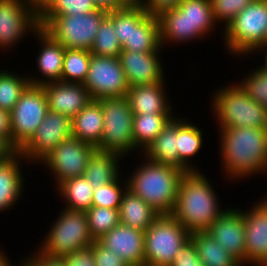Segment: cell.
<instances>
[{
  "label": "cell",
  "mask_w": 267,
  "mask_h": 266,
  "mask_svg": "<svg viewBox=\"0 0 267 266\" xmlns=\"http://www.w3.org/2000/svg\"><path fill=\"white\" fill-rule=\"evenodd\" d=\"M223 176L231 182L261 176L267 171V129H218ZM257 174V175H256Z\"/></svg>",
  "instance_id": "obj_1"
},
{
  "label": "cell",
  "mask_w": 267,
  "mask_h": 266,
  "mask_svg": "<svg viewBox=\"0 0 267 266\" xmlns=\"http://www.w3.org/2000/svg\"><path fill=\"white\" fill-rule=\"evenodd\" d=\"M204 172H187L181 178L172 216L190 233L205 232L227 209Z\"/></svg>",
  "instance_id": "obj_2"
},
{
  "label": "cell",
  "mask_w": 267,
  "mask_h": 266,
  "mask_svg": "<svg viewBox=\"0 0 267 266\" xmlns=\"http://www.w3.org/2000/svg\"><path fill=\"white\" fill-rule=\"evenodd\" d=\"M140 158L142 163L124 176L127 189L138 195L159 214H172L179 184L186 172L172 165L152 162L142 154Z\"/></svg>",
  "instance_id": "obj_3"
},
{
  "label": "cell",
  "mask_w": 267,
  "mask_h": 266,
  "mask_svg": "<svg viewBox=\"0 0 267 266\" xmlns=\"http://www.w3.org/2000/svg\"><path fill=\"white\" fill-rule=\"evenodd\" d=\"M157 19L164 50L165 45L180 46L182 43L184 45L197 40L200 42L202 38H211V34L218 28L210 0H182L179 6L164 11Z\"/></svg>",
  "instance_id": "obj_4"
},
{
  "label": "cell",
  "mask_w": 267,
  "mask_h": 266,
  "mask_svg": "<svg viewBox=\"0 0 267 266\" xmlns=\"http://www.w3.org/2000/svg\"><path fill=\"white\" fill-rule=\"evenodd\" d=\"M210 109L217 129L252 127L267 129V110L255 102L235 81L210 95ZM218 126V127H217Z\"/></svg>",
  "instance_id": "obj_5"
},
{
  "label": "cell",
  "mask_w": 267,
  "mask_h": 266,
  "mask_svg": "<svg viewBox=\"0 0 267 266\" xmlns=\"http://www.w3.org/2000/svg\"><path fill=\"white\" fill-rule=\"evenodd\" d=\"M266 30L267 0H253L223 29L222 44L232 57H248L266 44Z\"/></svg>",
  "instance_id": "obj_6"
},
{
  "label": "cell",
  "mask_w": 267,
  "mask_h": 266,
  "mask_svg": "<svg viewBox=\"0 0 267 266\" xmlns=\"http://www.w3.org/2000/svg\"><path fill=\"white\" fill-rule=\"evenodd\" d=\"M62 210V211H61ZM36 249L44 255L62 258L75 251L89 248L94 239L84 211L62 208Z\"/></svg>",
  "instance_id": "obj_7"
},
{
  "label": "cell",
  "mask_w": 267,
  "mask_h": 266,
  "mask_svg": "<svg viewBox=\"0 0 267 266\" xmlns=\"http://www.w3.org/2000/svg\"><path fill=\"white\" fill-rule=\"evenodd\" d=\"M107 13L97 9L87 14L40 15V27L67 49L90 51Z\"/></svg>",
  "instance_id": "obj_8"
},
{
  "label": "cell",
  "mask_w": 267,
  "mask_h": 266,
  "mask_svg": "<svg viewBox=\"0 0 267 266\" xmlns=\"http://www.w3.org/2000/svg\"><path fill=\"white\" fill-rule=\"evenodd\" d=\"M103 133L96 149L111 151L122 157L138 153L133 141V112L127 97H103ZM134 152V153H133Z\"/></svg>",
  "instance_id": "obj_9"
},
{
  "label": "cell",
  "mask_w": 267,
  "mask_h": 266,
  "mask_svg": "<svg viewBox=\"0 0 267 266\" xmlns=\"http://www.w3.org/2000/svg\"><path fill=\"white\" fill-rule=\"evenodd\" d=\"M190 232L171 214H160L145 231L144 264L171 265Z\"/></svg>",
  "instance_id": "obj_10"
},
{
  "label": "cell",
  "mask_w": 267,
  "mask_h": 266,
  "mask_svg": "<svg viewBox=\"0 0 267 266\" xmlns=\"http://www.w3.org/2000/svg\"><path fill=\"white\" fill-rule=\"evenodd\" d=\"M39 28L40 13L33 0H0V52H12Z\"/></svg>",
  "instance_id": "obj_11"
},
{
  "label": "cell",
  "mask_w": 267,
  "mask_h": 266,
  "mask_svg": "<svg viewBox=\"0 0 267 266\" xmlns=\"http://www.w3.org/2000/svg\"><path fill=\"white\" fill-rule=\"evenodd\" d=\"M48 111L43 86L30 84L10 111L11 145L17 151L31 139Z\"/></svg>",
  "instance_id": "obj_12"
},
{
  "label": "cell",
  "mask_w": 267,
  "mask_h": 266,
  "mask_svg": "<svg viewBox=\"0 0 267 266\" xmlns=\"http://www.w3.org/2000/svg\"><path fill=\"white\" fill-rule=\"evenodd\" d=\"M95 149V146L72 136L63 140L38 164L50 171L56 189L62 182L84 174Z\"/></svg>",
  "instance_id": "obj_13"
},
{
  "label": "cell",
  "mask_w": 267,
  "mask_h": 266,
  "mask_svg": "<svg viewBox=\"0 0 267 266\" xmlns=\"http://www.w3.org/2000/svg\"><path fill=\"white\" fill-rule=\"evenodd\" d=\"M92 99L127 97L129 89L119 57L91 54L89 70L83 83Z\"/></svg>",
  "instance_id": "obj_14"
},
{
  "label": "cell",
  "mask_w": 267,
  "mask_h": 266,
  "mask_svg": "<svg viewBox=\"0 0 267 266\" xmlns=\"http://www.w3.org/2000/svg\"><path fill=\"white\" fill-rule=\"evenodd\" d=\"M72 137V119L49 110L31 139L19 150L26 161L38 164L63 140ZM36 163V164H35Z\"/></svg>",
  "instance_id": "obj_15"
},
{
  "label": "cell",
  "mask_w": 267,
  "mask_h": 266,
  "mask_svg": "<svg viewBox=\"0 0 267 266\" xmlns=\"http://www.w3.org/2000/svg\"><path fill=\"white\" fill-rule=\"evenodd\" d=\"M259 199L249 209H242L245 227V266H267V196Z\"/></svg>",
  "instance_id": "obj_16"
},
{
  "label": "cell",
  "mask_w": 267,
  "mask_h": 266,
  "mask_svg": "<svg viewBox=\"0 0 267 266\" xmlns=\"http://www.w3.org/2000/svg\"><path fill=\"white\" fill-rule=\"evenodd\" d=\"M135 52L122 50L119 59L126 76L129 87L138 85L155 84L167 79L162 62L161 52Z\"/></svg>",
  "instance_id": "obj_17"
},
{
  "label": "cell",
  "mask_w": 267,
  "mask_h": 266,
  "mask_svg": "<svg viewBox=\"0 0 267 266\" xmlns=\"http://www.w3.org/2000/svg\"><path fill=\"white\" fill-rule=\"evenodd\" d=\"M33 37L36 38L35 42L39 45V49H37L39 50L38 56L35 54L37 67L35 70L40 75L33 76V73L32 75H27L30 84L43 86L61 81L66 48L58 41H55L41 27L34 33Z\"/></svg>",
  "instance_id": "obj_18"
},
{
  "label": "cell",
  "mask_w": 267,
  "mask_h": 266,
  "mask_svg": "<svg viewBox=\"0 0 267 266\" xmlns=\"http://www.w3.org/2000/svg\"><path fill=\"white\" fill-rule=\"evenodd\" d=\"M206 232L245 266V227L239 206L228 207Z\"/></svg>",
  "instance_id": "obj_19"
},
{
  "label": "cell",
  "mask_w": 267,
  "mask_h": 266,
  "mask_svg": "<svg viewBox=\"0 0 267 266\" xmlns=\"http://www.w3.org/2000/svg\"><path fill=\"white\" fill-rule=\"evenodd\" d=\"M122 50L151 52L163 50L160 42L159 22L137 2L131 1V33Z\"/></svg>",
  "instance_id": "obj_20"
},
{
  "label": "cell",
  "mask_w": 267,
  "mask_h": 266,
  "mask_svg": "<svg viewBox=\"0 0 267 266\" xmlns=\"http://www.w3.org/2000/svg\"><path fill=\"white\" fill-rule=\"evenodd\" d=\"M144 240V231L120 223L97 241L115 252L128 266H142L145 258Z\"/></svg>",
  "instance_id": "obj_21"
},
{
  "label": "cell",
  "mask_w": 267,
  "mask_h": 266,
  "mask_svg": "<svg viewBox=\"0 0 267 266\" xmlns=\"http://www.w3.org/2000/svg\"><path fill=\"white\" fill-rule=\"evenodd\" d=\"M48 108L71 119L92 100L81 83L53 82L43 85Z\"/></svg>",
  "instance_id": "obj_22"
},
{
  "label": "cell",
  "mask_w": 267,
  "mask_h": 266,
  "mask_svg": "<svg viewBox=\"0 0 267 266\" xmlns=\"http://www.w3.org/2000/svg\"><path fill=\"white\" fill-rule=\"evenodd\" d=\"M21 163L29 164L19 151L0 162V213L12 210L24 197L26 179Z\"/></svg>",
  "instance_id": "obj_23"
},
{
  "label": "cell",
  "mask_w": 267,
  "mask_h": 266,
  "mask_svg": "<svg viewBox=\"0 0 267 266\" xmlns=\"http://www.w3.org/2000/svg\"><path fill=\"white\" fill-rule=\"evenodd\" d=\"M165 82L129 87L127 98L133 114H174Z\"/></svg>",
  "instance_id": "obj_24"
},
{
  "label": "cell",
  "mask_w": 267,
  "mask_h": 266,
  "mask_svg": "<svg viewBox=\"0 0 267 266\" xmlns=\"http://www.w3.org/2000/svg\"><path fill=\"white\" fill-rule=\"evenodd\" d=\"M177 115V139L179 168L187 172H199L191 161L204 147L203 130L187 118ZM197 125V126H196ZM196 166V167H195Z\"/></svg>",
  "instance_id": "obj_25"
},
{
  "label": "cell",
  "mask_w": 267,
  "mask_h": 266,
  "mask_svg": "<svg viewBox=\"0 0 267 266\" xmlns=\"http://www.w3.org/2000/svg\"><path fill=\"white\" fill-rule=\"evenodd\" d=\"M122 160H124V157L119 154L95 149L88 160L83 175L93 189L107 185L121 175L122 171L120 169L122 168L120 165H124L121 163Z\"/></svg>",
  "instance_id": "obj_26"
},
{
  "label": "cell",
  "mask_w": 267,
  "mask_h": 266,
  "mask_svg": "<svg viewBox=\"0 0 267 266\" xmlns=\"http://www.w3.org/2000/svg\"><path fill=\"white\" fill-rule=\"evenodd\" d=\"M103 133L100 99H92L72 118V136L97 147Z\"/></svg>",
  "instance_id": "obj_27"
},
{
  "label": "cell",
  "mask_w": 267,
  "mask_h": 266,
  "mask_svg": "<svg viewBox=\"0 0 267 266\" xmlns=\"http://www.w3.org/2000/svg\"><path fill=\"white\" fill-rule=\"evenodd\" d=\"M141 154L152 162L179 168L177 114Z\"/></svg>",
  "instance_id": "obj_28"
},
{
  "label": "cell",
  "mask_w": 267,
  "mask_h": 266,
  "mask_svg": "<svg viewBox=\"0 0 267 266\" xmlns=\"http://www.w3.org/2000/svg\"><path fill=\"white\" fill-rule=\"evenodd\" d=\"M160 214L138 195L127 189L119 206L120 223L146 231Z\"/></svg>",
  "instance_id": "obj_29"
},
{
  "label": "cell",
  "mask_w": 267,
  "mask_h": 266,
  "mask_svg": "<svg viewBox=\"0 0 267 266\" xmlns=\"http://www.w3.org/2000/svg\"><path fill=\"white\" fill-rule=\"evenodd\" d=\"M175 114H134L133 115V141L139 155L150 145Z\"/></svg>",
  "instance_id": "obj_30"
},
{
  "label": "cell",
  "mask_w": 267,
  "mask_h": 266,
  "mask_svg": "<svg viewBox=\"0 0 267 266\" xmlns=\"http://www.w3.org/2000/svg\"><path fill=\"white\" fill-rule=\"evenodd\" d=\"M199 258L205 266H243L242 263L222 248L208 232L190 233Z\"/></svg>",
  "instance_id": "obj_31"
},
{
  "label": "cell",
  "mask_w": 267,
  "mask_h": 266,
  "mask_svg": "<svg viewBox=\"0 0 267 266\" xmlns=\"http://www.w3.org/2000/svg\"><path fill=\"white\" fill-rule=\"evenodd\" d=\"M55 190L66 209L85 212L92 206L94 189L84 175L62 182Z\"/></svg>",
  "instance_id": "obj_32"
},
{
  "label": "cell",
  "mask_w": 267,
  "mask_h": 266,
  "mask_svg": "<svg viewBox=\"0 0 267 266\" xmlns=\"http://www.w3.org/2000/svg\"><path fill=\"white\" fill-rule=\"evenodd\" d=\"M0 68V109L11 111L18 102L21 94L30 85L28 74Z\"/></svg>",
  "instance_id": "obj_33"
},
{
  "label": "cell",
  "mask_w": 267,
  "mask_h": 266,
  "mask_svg": "<svg viewBox=\"0 0 267 266\" xmlns=\"http://www.w3.org/2000/svg\"><path fill=\"white\" fill-rule=\"evenodd\" d=\"M89 50L65 49L61 81L83 84L89 70Z\"/></svg>",
  "instance_id": "obj_34"
},
{
  "label": "cell",
  "mask_w": 267,
  "mask_h": 266,
  "mask_svg": "<svg viewBox=\"0 0 267 266\" xmlns=\"http://www.w3.org/2000/svg\"><path fill=\"white\" fill-rule=\"evenodd\" d=\"M85 213L89 232L95 241L120 224L118 209L91 206Z\"/></svg>",
  "instance_id": "obj_35"
},
{
  "label": "cell",
  "mask_w": 267,
  "mask_h": 266,
  "mask_svg": "<svg viewBox=\"0 0 267 266\" xmlns=\"http://www.w3.org/2000/svg\"><path fill=\"white\" fill-rule=\"evenodd\" d=\"M90 52L100 57L120 56L122 46L115 35L112 20L108 16L102 21Z\"/></svg>",
  "instance_id": "obj_36"
},
{
  "label": "cell",
  "mask_w": 267,
  "mask_h": 266,
  "mask_svg": "<svg viewBox=\"0 0 267 266\" xmlns=\"http://www.w3.org/2000/svg\"><path fill=\"white\" fill-rule=\"evenodd\" d=\"M122 178L120 175L115 181L94 189L92 206L119 210L122 196L127 190L126 178Z\"/></svg>",
  "instance_id": "obj_37"
},
{
  "label": "cell",
  "mask_w": 267,
  "mask_h": 266,
  "mask_svg": "<svg viewBox=\"0 0 267 266\" xmlns=\"http://www.w3.org/2000/svg\"><path fill=\"white\" fill-rule=\"evenodd\" d=\"M236 81L255 102L267 110V73L258 66Z\"/></svg>",
  "instance_id": "obj_38"
},
{
  "label": "cell",
  "mask_w": 267,
  "mask_h": 266,
  "mask_svg": "<svg viewBox=\"0 0 267 266\" xmlns=\"http://www.w3.org/2000/svg\"><path fill=\"white\" fill-rule=\"evenodd\" d=\"M97 9L93 0H52L40 15L87 14Z\"/></svg>",
  "instance_id": "obj_39"
},
{
  "label": "cell",
  "mask_w": 267,
  "mask_h": 266,
  "mask_svg": "<svg viewBox=\"0 0 267 266\" xmlns=\"http://www.w3.org/2000/svg\"><path fill=\"white\" fill-rule=\"evenodd\" d=\"M213 17L220 28L225 29L233 18L253 0H210ZM224 27V28H223Z\"/></svg>",
  "instance_id": "obj_40"
},
{
  "label": "cell",
  "mask_w": 267,
  "mask_h": 266,
  "mask_svg": "<svg viewBox=\"0 0 267 266\" xmlns=\"http://www.w3.org/2000/svg\"><path fill=\"white\" fill-rule=\"evenodd\" d=\"M107 16L112 20L115 35L122 46L129 41L131 33V2L124 8L108 12Z\"/></svg>",
  "instance_id": "obj_41"
},
{
  "label": "cell",
  "mask_w": 267,
  "mask_h": 266,
  "mask_svg": "<svg viewBox=\"0 0 267 266\" xmlns=\"http://www.w3.org/2000/svg\"><path fill=\"white\" fill-rule=\"evenodd\" d=\"M95 257L96 266H128L115 252L107 249L98 241L90 246Z\"/></svg>",
  "instance_id": "obj_42"
},
{
  "label": "cell",
  "mask_w": 267,
  "mask_h": 266,
  "mask_svg": "<svg viewBox=\"0 0 267 266\" xmlns=\"http://www.w3.org/2000/svg\"><path fill=\"white\" fill-rule=\"evenodd\" d=\"M171 266H205L202 264L196 245L190 239L181 247Z\"/></svg>",
  "instance_id": "obj_43"
},
{
  "label": "cell",
  "mask_w": 267,
  "mask_h": 266,
  "mask_svg": "<svg viewBox=\"0 0 267 266\" xmlns=\"http://www.w3.org/2000/svg\"><path fill=\"white\" fill-rule=\"evenodd\" d=\"M65 266H96L92 249L85 248L61 258Z\"/></svg>",
  "instance_id": "obj_44"
},
{
  "label": "cell",
  "mask_w": 267,
  "mask_h": 266,
  "mask_svg": "<svg viewBox=\"0 0 267 266\" xmlns=\"http://www.w3.org/2000/svg\"><path fill=\"white\" fill-rule=\"evenodd\" d=\"M26 256L20 258L24 266H65L61 258L44 255L36 247L34 251H30L29 255L26 254Z\"/></svg>",
  "instance_id": "obj_45"
},
{
  "label": "cell",
  "mask_w": 267,
  "mask_h": 266,
  "mask_svg": "<svg viewBox=\"0 0 267 266\" xmlns=\"http://www.w3.org/2000/svg\"><path fill=\"white\" fill-rule=\"evenodd\" d=\"M182 0H138L137 2L152 16H158L166 10L180 5Z\"/></svg>",
  "instance_id": "obj_46"
},
{
  "label": "cell",
  "mask_w": 267,
  "mask_h": 266,
  "mask_svg": "<svg viewBox=\"0 0 267 266\" xmlns=\"http://www.w3.org/2000/svg\"><path fill=\"white\" fill-rule=\"evenodd\" d=\"M11 116L10 111L0 109V138L11 144Z\"/></svg>",
  "instance_id": "obj_47"
},
{
  "label": "cell",
  "mask_w": 267,
  "mask_h": 266,
  "mask_svg": "<svg viewBox=\"0 0 267 266\" xmlns=\"http://www.w3.org/2000/svg\"><path fill=\"white\" fill-rule=\"evenodd\" d=\"M98 9L110 12L126 7L130 0H93Z\"/></svg>",
  "instance_id": "obj_48"
},
{
  "label": "cell",
  "mask_w": 267,
  "mask_h": 266,
  "mask_svg": "<svg viewBox=\"0 0 267 266\" xmlns=\"http://www.w3.org/2000/svg\"><path fill=\"white\" fill-rule=\"evenodd\" d=\"M16 151L6 139L0 138V162L10 158Z\"/></svg>",
  "instance_id": "obj_49"
},
{
  "label": "cell",
  "mask_w": 267,
  "mask_h": 266,
  "mask_svg": "<svg viewBox=\"0 0 267 266\" xmlns=\"http://www.w3.org/2000/svg\"><path fill=\"white\" fill-rule=\"evenodd\" d=\"M253 53L254 54H251L249 57L253 58L255 53H256V55H257V53H259V55H257V56H260L261 53L263 54L262 59H261L262 61H260V62H262V65H260L259 68H261L264 72L267 73V44L259 46ZM263 59H264V63H263Z\"/></svg>",
  "instance_id": "obj_50"
},
{
  "label": "cell",
  "mask_w": 267,
  "mask_h": 266,
  "mask_svg": "<svg viewBox=\"0 0 267 266\" xmlns=\"http://www.w3.org/2000/svg\"><path fill=\"white\" fill-rule=\"evenodd\" d=\"M8 253L5 254V251L3 249L0 248V266H24L23 265V261L22 259L19 261V263H12L11 259H9V255H7Z\"/></svg>",
  "instance_id": "obj_51"
},
{
  "label": "cell",
  "mask_w": 267,
  "mask_h": 266,
  "mask_svg": "<svg viewBox=\"0 0 267 266\" xmlns=\"http://www.w3.org/2000/svg\"><path fill=\"white\" fill-rule=\"evenodd\" d=\"M52 0H33L35 7L40 13Z\"/></svg>",
  "instance_id": "obj_52"
},
{
  "label": "cell",
  "mask_w": 267,
  "mask_h": 266,
  "mask_svg": "<svg viewBox=\"0 0 267 266\" xmlns=\"http://www.w3.org/2000/svg\"><path fill=\"white\" fill-rule=\"evenodd\" d=\"M142 266H171V265L143 264Z\"/></svg>",
  "instance_id": "obj_53"
}]
</instances>
